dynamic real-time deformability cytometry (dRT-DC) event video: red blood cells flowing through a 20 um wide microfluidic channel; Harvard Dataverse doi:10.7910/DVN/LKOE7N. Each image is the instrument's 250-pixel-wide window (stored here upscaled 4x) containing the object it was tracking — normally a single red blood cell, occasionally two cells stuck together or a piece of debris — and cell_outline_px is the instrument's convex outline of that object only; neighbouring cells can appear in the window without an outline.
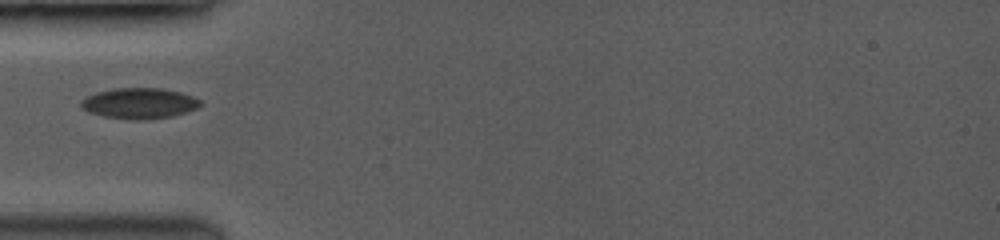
{"species": "common noctule bat (a hibernating species)", "species_latin": "Nyctalus noctula", "temperature_condition": "room temperature", "stored_images_in_passage": 27, "camera_frame_rate_fps": 3500, "um_per_image_px": 0.085, "animal": {"sex": "female", "body_mass_g": 19.0, "forearm_length_mm": 53.3}, "frame": {"image": 1, "passage_image": 1, "time_ms": 0.0, "image_size_px": [1000, 240], "cell_outline_px": [[200, 104], [196, 108], [172, 116], [140, 120], [128, 120], [104, 116], [92, 112], [84, 108], [80, 104], [88, 96], [100, 92], [116, 88], [160, 88], [180, 92], [200, 100]], "centroid_in_image_um": [11.86, 8.78], "position_along_channel_um": 73.1, "area_um2": 20.75}}
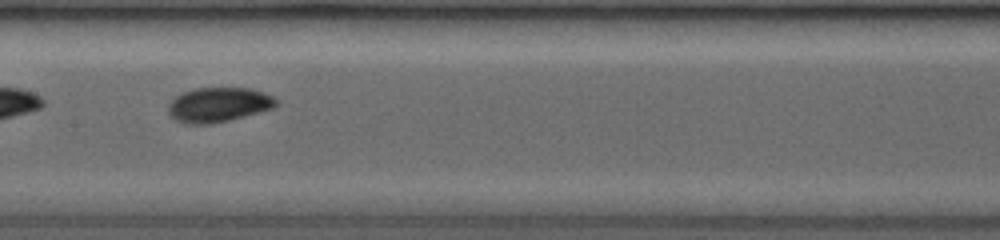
{"frame": {"image": 2, "passage_image": 8, "time_ms": 2.857, "image_size_px": [1000, 240], "cell_outline_px": [[276, 104], [272, 108], [228, 120], [208, 124], [188, 124], [176, 120], [168, 112], [168, 108], [172, 100], [176, 96], [184, 92], [196, 88], [248, 88], [272, 96], [276, 100]], "centroid_in_image_um": [18.53, 8.9], "position_along_channel_um": 188.9, "area_um2": 21.21}}